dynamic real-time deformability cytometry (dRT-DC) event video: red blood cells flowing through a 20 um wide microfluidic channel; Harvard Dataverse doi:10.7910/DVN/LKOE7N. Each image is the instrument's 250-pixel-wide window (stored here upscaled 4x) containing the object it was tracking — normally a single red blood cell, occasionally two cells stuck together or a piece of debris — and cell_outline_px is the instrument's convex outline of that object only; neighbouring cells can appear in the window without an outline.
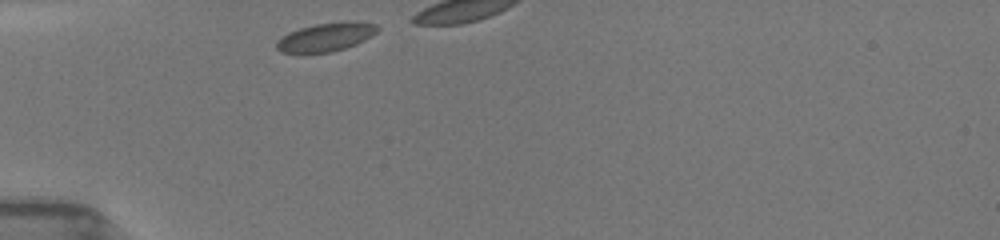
{"species": "common noctule bat (a hibernating species)", "species_latin": "Nyctalus noctula", "temperature_condition": "room temperature", "stored_images_in_passage": 9, "camera_frame_rate_fps": 3000, "um_per_image_px": 0.085, "animal": {"sex": "female", "body_mass_g": 19.5, "forearm_length_mm": 54.1}, "frame": {"image": 1, "passage_image": 1, "time_ms": 0.0, "image_size_px": [1000, 240], "cell_outline_px": [[380, 28], [372, 36], [356, 44], [332, 52], [280, 52], [276, 48], [276, 44], [288, 32], [300, 28], [316, 24], [344, 20], [352, 20], [376, 24]], "centroid_in_image_um": [27.77, 3.12], "position_along_channel_um": 57.2, "area_um2": 16.7}}
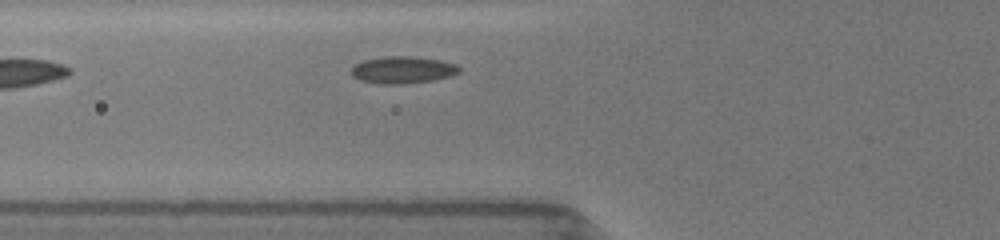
{"frame": {"image": 2, "passage_image": 9, "time_ms": 2.0, "image_size_px": [1000, 240], "cell_outline_px": [[460, 72], [452, 76], [432, 80], [404, 84], [376, 84], [360, 80], [352, 76], [352, 68], [356, 64], [364, 60], [384, 56], [412, 56], [440, 60], [456, 64], [460, 68]], "centroid_in_image_um": [34.24, 5.94], "position_along_channel_um": 91.6, "area_um2": 17.11}}